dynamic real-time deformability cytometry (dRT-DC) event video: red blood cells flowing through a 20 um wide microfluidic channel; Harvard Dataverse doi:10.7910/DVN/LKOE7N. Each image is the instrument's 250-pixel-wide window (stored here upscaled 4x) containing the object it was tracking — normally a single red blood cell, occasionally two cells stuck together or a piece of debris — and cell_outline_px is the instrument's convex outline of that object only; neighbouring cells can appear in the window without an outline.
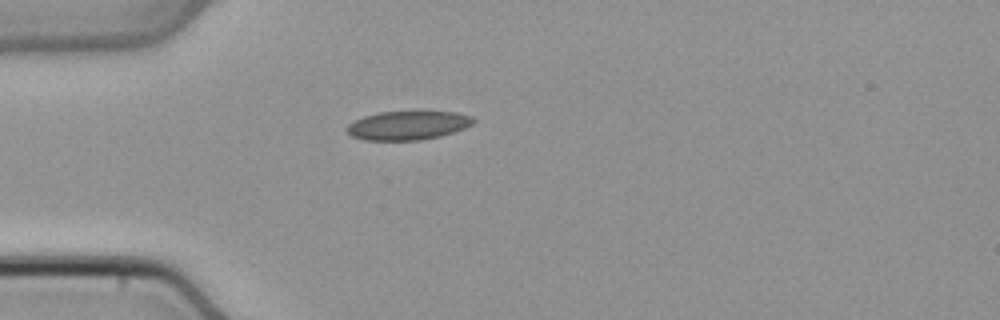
{"species": "common noctule bat (a hibernating species)", "species_latin": "Nyctalus noctula", "temperature_condition": "cold", "stored_images_in_passage": 8, "camera_frame_rate_fps": 3000, "um_per_image_px": 0.085, "animal": {"sex": "male", "body_mass_g": 21.5, "forearm_length_mm": 52.0}, "frame": {"image": 1, "passage_image": 1, "time_ms": 0.0, "image_size_px": [1000, 320], "cell_outline_px": [[476, 120], [472, 124], [464, 128], [440, 136], [420, 140], [364, 140], [352, 136], [344, 128], [348, 124], [364, 116], [380, 112], [456, 112], [472, 116]], "centroid_in_image_um": [34.66, 10.66], "position_along_channel_um": 50.3, "area_um2": 21.1}}
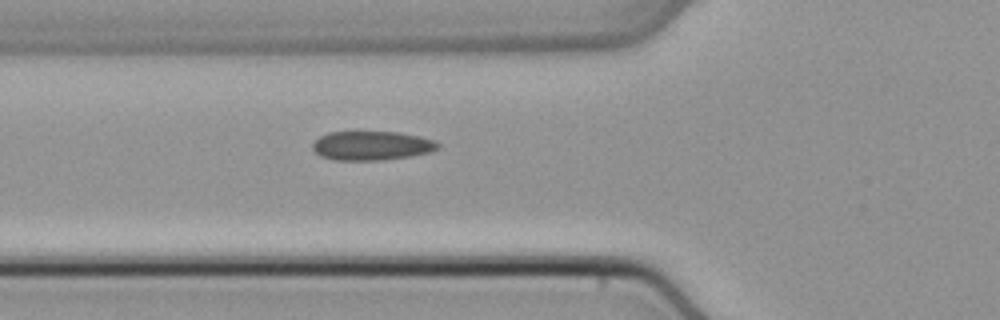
{"frame": {"image": 2, "passage_image": 5, "time_ms": 1.333, "image_size_px": [1000, 320], "cell_outline_px": [[440, 148], [432, 152], [384, 160], [332, 160], [320, 156], [312, 148], [312, 144], [320, 136], [328, 132], [400, 132], [420, 136], [436, 140], [440, 144]], "centroid_in_image_um": [31.63, 12.38], "position_along_channel_um": 94.2, "area_um2": 21.44}}